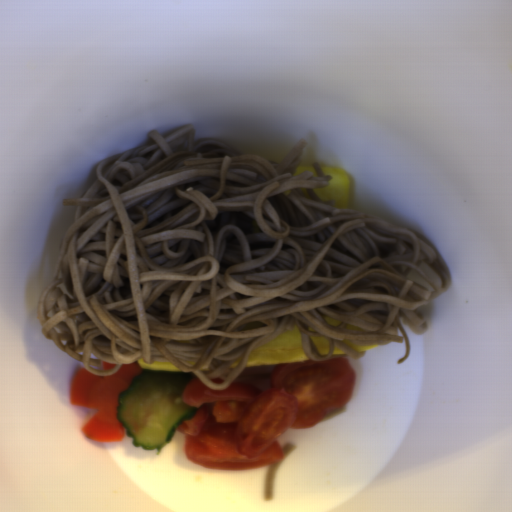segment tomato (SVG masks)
Returning a JSON list of instances; mask_svg holds the SVG:
<instances>
[{
  "label": "tomato",
  "mask_w": 512,
  "mask_h": 512,
  "mask_svg": "<svg viewBox=\"0 0 512 512\" xmlns=\"http://www.w3.org/2000/svg\"><path fill=\"white\" fill-rule=\"evenodd\" d=\"M354 382L350 361L340 355L276 365L266 390L241 381L212 389L196 377L182 399L197 410L176 428L184 436L186 458L230 472L277 465L284 457L277 438L341 409Z\"/></svg>",
  "instance_id": "tomato-1"
}]
</instances>
